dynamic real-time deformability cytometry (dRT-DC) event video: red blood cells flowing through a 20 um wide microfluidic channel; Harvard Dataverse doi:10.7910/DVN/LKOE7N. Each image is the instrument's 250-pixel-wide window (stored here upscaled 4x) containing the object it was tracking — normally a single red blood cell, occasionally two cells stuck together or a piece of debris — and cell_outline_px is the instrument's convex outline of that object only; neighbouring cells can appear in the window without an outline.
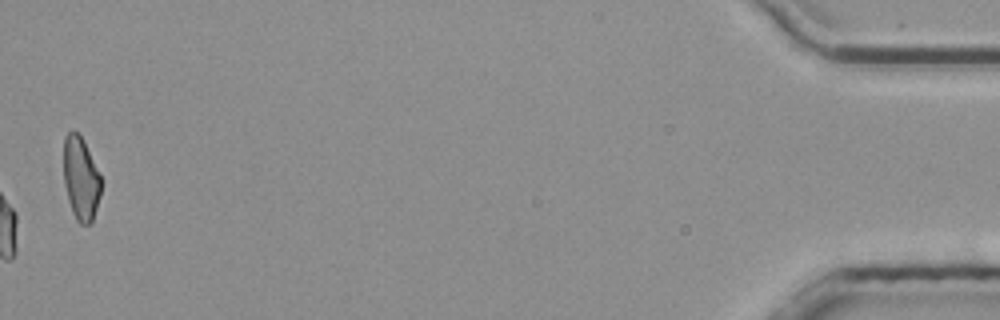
{"species": "common noctule bat (a hibernating species)", "species_latin": "Nyctalus noctula", "temperature_condition": "room temperature", "stored_images_in_passage": 43, "camera_frame_rate_fps": 3000, "um_per_image_px": 0.085, "animal": {"sex": "male", "body_mass_g": 20.4}, "frame": {"image": 1, "passage_image": 43, "time_ms": 14.0, "image_size_px": [1000, 320], "cell_outline_px": [[100, 196], [92, 220], [88, 224], [80, 224], [76, 220], [72, 212], [68, 200], [64, 184], [64, 136], [68, 132], [76, 132], [84, 140], [100, 176]], "centroid_in_image_um": [6.85, 15.18], "position_along_channel_um": 428.4, "area_um2": 17.92}, "authors_computed_cell_mechanics": {"area_um2": 20.23, "velocity_mm_per_s": 3.8517, "shape_relaxation_time_tau1_ms": null, "shape_relaxation_time_tau2_ms": 1.9389, "deformation_change_tau1": null, "deformation_change_tau2": 0.0751}}